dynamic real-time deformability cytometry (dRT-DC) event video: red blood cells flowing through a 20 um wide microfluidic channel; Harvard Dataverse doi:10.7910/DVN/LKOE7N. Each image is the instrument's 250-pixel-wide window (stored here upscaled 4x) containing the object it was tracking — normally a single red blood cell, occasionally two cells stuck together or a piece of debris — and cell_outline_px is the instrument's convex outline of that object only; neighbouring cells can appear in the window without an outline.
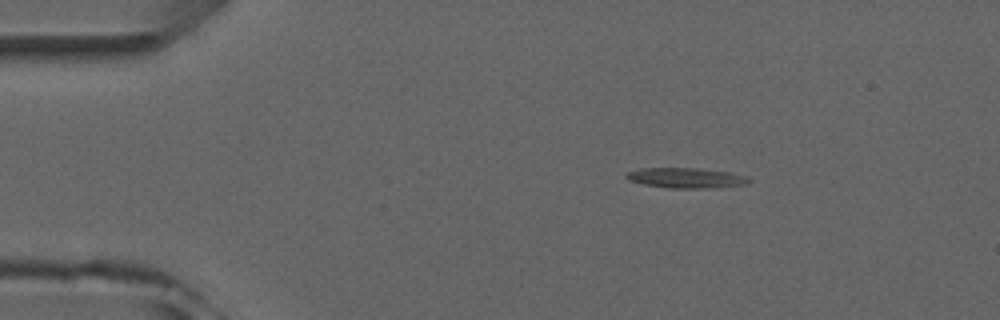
{"species": "common noctule bat (a hibernating species)", "species_latin": "Nyctalus noctula", "temperature_condition": "room temperature", "stored_images_in_passage": 4, "camera_frame_rate_fps": 3000, "um_per_image_px": 0.085, "animal": {"sex": "male", "forearm_length_mm": 52.5}, "frame": {"image": 1, "passage_image": 2, "time_ms": 1.333, "image_size_px": [1000, 320], "cell_outline_px": [[752, 180], [748, 184], [708, 188], [668, 188], [644, 184], [628, 180], [624, 176], [628, 172], [640, 168], [700, 168], [732, 172], [748, 176]], "centroid_in_image_um": [58.36, 15.12], "position_along_channel_um": 26.6, "area_um2": 14.62}}
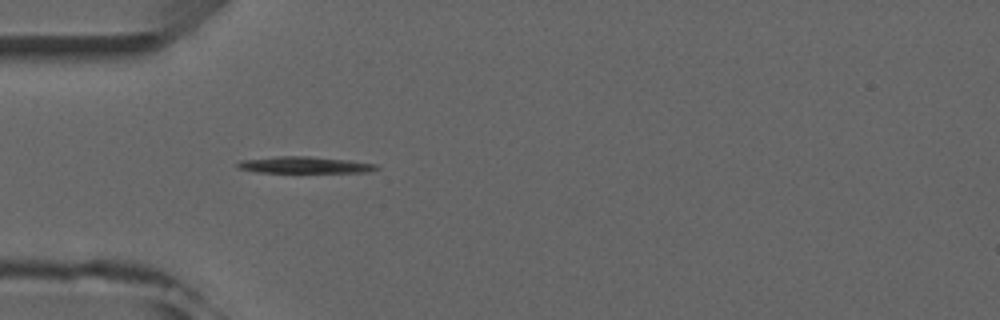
{"frame": {"image": 2, "passage_image": 4, "time_ms": 3.667, "image_size_px": [1000, 320], "cell_outline_px": [[380, 168], [372, 172], [256, 172], [236, 168], [236, 164], [240, 160], [276, 156], [308, 156], [352, 160], [376, 164]], "centroid_in_image_um": [25.89, 14.01], "position_along_channel_um": 59.1, "area_um2": 13.58}}